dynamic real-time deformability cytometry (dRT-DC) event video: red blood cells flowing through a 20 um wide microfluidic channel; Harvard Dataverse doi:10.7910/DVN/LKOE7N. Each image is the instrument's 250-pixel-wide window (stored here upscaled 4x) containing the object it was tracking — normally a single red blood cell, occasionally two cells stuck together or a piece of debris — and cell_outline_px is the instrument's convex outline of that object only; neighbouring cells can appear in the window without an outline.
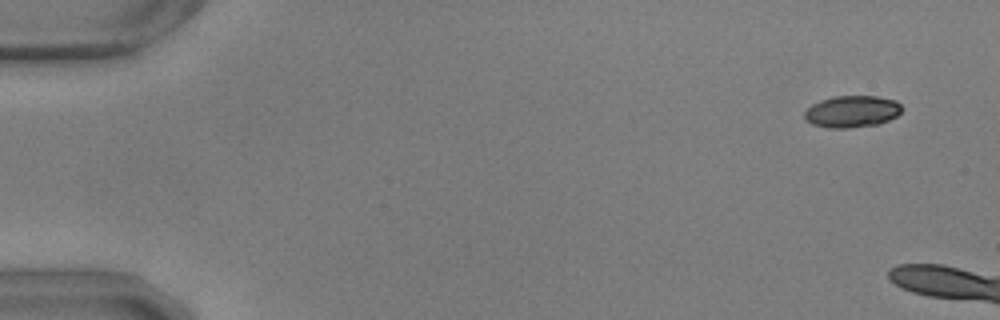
{"species": "common noctule bat (a hibernating species)", "species_latin": "Nyctalus noctula", "temperature_condition": "warm", "stored_images_in_passage": 16, "camera_frame_rate_fps": 3000, "um_per_image_px": 0.085, "animal": {"sex": "male", "body_mass_g": 17.9, "forearm_length_mm": 54.2}, "frame": {"image": 1, "passage_image": 1, "time_ms": 0.0, "image_size_px": [1000, 320], "cell_outline_px": [[904, 108], [896, 116], [888, 120], [876, 124], [848, 128], [828, 128], [812, 124], [804, 120], [804, 112], [812, 104], [820, 100], [836, 96], [876, 96], [896, 100]], "centroid_in_image_um": [72.4, 9.47], "position_along_channel_um": 12.6, "area_um2": 18.09}}